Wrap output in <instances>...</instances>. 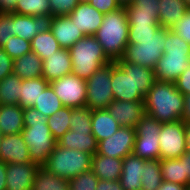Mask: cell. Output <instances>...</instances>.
I'll use <instances>...</instances> for the list:
<instances>
[{
    "label": "cell",
    "instance_id": "8992f818",
    "mask_svg": "<svg viewBox=\"0 0 190 190\" xmlns=\"http://www.w3.org/2000/svg\"><path fill=\"white\" fill-rule=\"evenodd\" d=\"M91 164V154L56 145L47 161L41 167L53 175L69 180L91 170Z\"/></svg>",
    "mask_w": 190,
    "mask_h": 190
},
{
    "label": "cell",
    "instance_id": "7dc6e473",
    "mask_svg": "<svg viewBox=\"0 0 190 190\" xmlns=\"http://www.w3.org/2000/svg\"><path fill=\"white\" fill-rule=\"evenodd\" d=\"M13 73V59L0 47V81Z\"/></svg>",
    "mask_w": 190,
    "mask_h": 190
},
{
    "label": "cell",
    "instance_id": "5b68a950",
    "mask_svg": "<svg viewBox=\"0 0 190 190\" xmlns=\"http://www.w3.org/2000/svg\"><path fill=\"white\" fill-rule=\"evenodd\" d=\"M72 60L71 74L88 80L93 73L112 61L94 35H86L68 49Z\"/></svg>",
    "mask_w": 190,
    "mask_h": 190
},
{
    "label": "cell",
    "instance_id": "ee69618b",
    "mask_svg": "<svg viewBox=\"0 0 190 190\" xmlns=\"http://www.w3.org/2000/svg\"><path fill=\"white\" fill-rule=\"evenodd\" d=\"M52 8L53 16L69 15L76 5L78 0H49Z\"/></svg>",
    "mask_w": 190,
    "mask_h": 190
},
{
    "label": "cell",
    "instance_id": "c3c4849f",
    "mask_svg": "<svg viewBox=\"0 0 190 190\" xmlns=\"http://www.w3.org/2000/svg\"><path fill=\"white\" fill-rule=\"evenodd\" d=\"M176 88L185 96L190 94V65L182 72L179 78L174 82Z\"/></svg>",
    "mask_w": 190,
    "mask_h": 190
},
{
    "label": "cell",
    "instance_id": "db71d44e",
    "mask_svg": "<svg viewBox=\"0 0 190 190\" xmlns=\"http://www.w3.org/2000/svg\"><path fill=\"white\" fill-rule=\"evenodd\" d=\"M181 120L190 123V94L184 96V113Z\"/></svg>",
    "mask_w": 190,
    "mask_h": 190
},
{
    "label": "cell",
    "instance_id": "3957f363",
    "mask_svg": "<svg viewBox=\"0 0 190 190\" xmlns=\"http://www.w3.org/2000/svg\"><path fill=\"white\" fill-rule=\"evenodd\" d=\"M129 23L125 7L104 14L102 24L94 34L107 57L115 62L123 57L128 44Z\"/></svg>",
    "mask_w": 190,
    "mask_h": 190
},
{
    "label": "cell",
    "instance_id": "7402d4cb",
    "mask_svg": "<svg viewBox=\"0 0 190 190\" xmlns=\"http://www.w3.org/2000/svg\"><path fill=\"white\" fill-rule=\"evenodd\" d=\"M57 145L67 149H76L86 152L92 156L98 150V142L92 131H67L59 140Z\"/></svg>",
    "mask_w": 190,
    "mask_h": 190
},
{
    "label": "cell",
    "instance_id": "7a4b0ae2",
    "mask_svg": "<svg viewBox=\"0 0 190 190\" xmlns=\"http://www.w3.org/2000/svg\"><path fill=\"white\" fill-rule=\"evenodd\" d=\"M146 114L161 123L182 119L184 113V95L175 83L156 80L144 97Z\"/></svg>",
    "mask_w": 190,
    "mask_h": 190
},
{
    "label": "cell",
    "instance_id": "277c9868",
    "mask_svg": "<svg viewBox=\"0 0 190 190\" xmlns=\"http://www.w3.org/2000/svg\"><path fill=\"white\" fill-rule=\"evenodd\" d=\"M190 65V44L171 29H167L163 56L158 60L155 79L175 82Z\"/></svg>",
    "mask_w": 190,
    "mask_h": 190
},
{
    "label": "cell",
    "instance_id": "d6a6232c",
    "mask_svg": "<svg viewBox=\"0 0 190 190\" xmlns=\"http://www.w3.org/2000/svg\"><path fill=\"white\" fill-rule=\"evenodd\" d=\"M141 181V190H158L164 181L159 160L145 159L143 172L141 173Z\"/></svg>",
    "mask_w": 190,
    "mask_h": 190
},
{
    "label": "cell",
    "instance_id": "cb8c5ba5",
    "mask_svg": "<svg viewBox=\"0 0 190 190\" xmlns=\"http://www.w3.org/2000/svg\"><path fill=\"white\" fill-rule=\"evenodd\" d=\"M123 159L98 154L92 156L91 170L101 180H119Z\"/></svg>",
    "mask_w": 190,
    "mask_h": 190
},
{
    "label": "cell",
    "instance_id": "484cf974",
    "mask_svg": "<svg viewBox=\"0 0 190 190\" xmlns=\"http://www.w3.org/2000/svg\"><path fill=\"white\" fill-rule=\"evenodd\" d=\"M43 60L35 53L29 52L13 60V73L22 80L42 76Z\"/></svg>",
    "mask_w": 190,
    "mask_h": 190
},
{
    "label": "cell",
    "instance_id": "4316f807",
    "mask_svg": "<svg viewBox=\"0 0 190 190\" xmlns=\"http://www.w3.org/2000/svg\"><path fill=\"white\" fill-rule=\"evenodd\" d=\"M159 24L171 29L185 15L189 9L184 0H159Z\"/></svg>",
    "mask_w": 190,
    "mask_h": 190
},
{
    "label": "cell",
    "instance_id": "4fadbf2b",
    "mask_svg": "<svg viewBox=\"0 0 190 190\" xmlns=\"http://www.w3.org/2000/svg\"><path fill=\"white\" fill-rule=\"evenodd\" d=\"M135 128L120 127L111 137L98 142L97 153L108 157L124 159L131 154L135 144Z\"/></svg>",
    "mask_w": 190,
    "mask_h": 190
},
{
    "label": "cell",
    "instance_id": "f6af8a7d",
    "mask_svg": "<svg viewBox=\"0 0 190 190\" xmlns=\"http://www.w3.org/2000/svg\"><path fill=\"white\" fill-rule=\"evenodd\" d=\"M171 30L190 44V8Z\"/></svg>",
    "mask_w": 190,
    "mask_h": 190
},
{
    "label": "cell",
    "instance_id": "f907efd6",
    "mask_svg": "<svg viewBox=\"0 0 190 190\" xmlns=\"http://www.w3.org/2000/svg\"><path fill=\"white\" fill-rule=\"evenodd\" d=\"M159 0H133L131 4L127 6H140L141 8L155 9L159 14Z\"/></svg>",
    "mask_w": 190,
    "mask_h": 190
},
{
    "label": "cell",
    "instance_id": "1f68e13d",
    "mask_svg": "<svg viewBox=\"0 0 190 190\" xmlns=\"http://www.w3.org/2000/svg\"><path fill=\"white\" fill-rule=\"evenodd\" d=\"M60 49L61 47L51 30L38 33L31 40L32 52H35L42 60L48 58L50 55Z\"/></svg>",
    "mask_w": 190,
    "mask_h": 190
},
{
    "label": "cell",
    "instance_id": "ac0fdd59",
    "mask_svg": "<svg viewBox=\"0 0 190 190\" xmlns=\"http://www.w3.org/2000/svg\"><path fill=\"white\" fill-rule=\"evenodd\" d=\"M78 29L86 35H94L100 28L104 14L89 3H78L67 15Z\"/></svg>",
    "mask_w": 190,
    "mask_h": 190
},
{
    "label": "cell",
    "instance_id": "52a82bcc",
    "mask_svg": "<svg viewBox=\"0 0 190 190\" xmlns=\"http://www.w3.org/2000/svg\"><path fill=\"white\" fill-rule=\"evenodd\" d=\"M166 38L167 29L160 27L151 38L136 39L133 43H128L121 59L154 70L163 56Z\"/></svg>",
    "mask_w": 190,
    "mask_h": 190
},
{
    "label": "cell",
    "instance_id": "f546056e",
    "mask_svg": "<svg viewBox=\"0 0 190 190\" xmlns=\"http://www.w3.org/2000/svg\"><path fill=\"white\" fill-rule=\"evenodd\" d=\"M31 190H69V183L68 179L53 175L43 167H39Z\"/></svg>",
    "mask_w": 190,
    "mask_h": 190
},
{
    "label": "cell",
    "instance_id": "ba28073f",
    "mask_svg": "<svg viewBox=\"0 0 190 190\" xmlns=\"http://www.w3.org/2000/svg\"><path fill=\"white\" fill-rule=\"evenodd\" d=\"M162 123L145 114L135 127L133 154L143 159H160L159 133Z\"/></svg>",
    "mask_w": 190,
    "mask_h": 190
},
{
    "label": "cell",
    "instance_id": "ffe728a7",
    "mask_svg": "<svg viewBox=\"0 0 190 190\" xmlns=\"http://www.w3.org/2000/svg\"><path fill=\"white\" fill-rule=\"evenodd\" d=\"M72 60L68 49L61 48L43 60L42 77L49 83L71 74Z\"/></svg>",
    "mask_w": 190,
    "mask_h": 190
},
{
    "label": "cell",
    "instance_id": "74e56055",
    "mask_svg": "<svg viewBox=\"0 0 190 190\" xmlns=\"http://www.w3.org/2000/svg\"><path fill=\"white\" fill-rule=\"evenodd\" d=\"M133 81L135 87L145 97L156 81L154 70L140 64H133Z\"/></svg>",
    "mask_w": 190,
    "mask_h": 190
},
{
    "label": "cell",
    "instance_id": "91938a15",
    "mask_svg": "<svg viewBox=\"0 0 190 190\" xmlns=\"http://www.w3.org/2000/svg\"><path fill=\"white\" fill-rule=\"evenodd\" d=\"M79 3H89L90 0H78Z\"/></svg>",
    "mask_w": 190,
    "mask_h": 190
},
{
    "label": "cell",
    "instance_id": "83f0119b",
    "mask_svg": "<svg viewBox=\"0 0 190 190\" xmlns=\"http://www.w3.org/2000/svg\"><path fill=\"white\" fill-rule=\"evenodd\" d=\"M159 162L164 181L190 185V180L185 174V153L178 158L159 159Z\"/></svg>",
    "mask_w": 190,
    "mask_h": 190
},
{
    "label": "cell",
    "instance_id": "8d00e7d4",
    "mask_svg": "<svg viewBox=\"0 0 190 190\" xmlns=\"http://www.w3.org/2000/svg\"><path fill=\"white\" fill-rule=\"evenodd\" d=\"M13 13L27 16L52 15L49 0H18Z\"/></svg>",
    "mask_w": 190,
    "mask_h": 190
},
{
    "label": "cell",
    "instance_id": "d4e9b609",
    "mask_svg": "<svg viewBox=\"0 0 190 190\" xmlns=\"http://www.w3.org/2000/svg\"><path fill=\"white\" fill-rule=\"evenodd\" d=\"M120 127L108 109L92 110L91 130L97 142L111 137Z\"/></svg>",
    "mask_w": 190,
    "mask_h": 190
},
{
    "label": "cell",
    "instance_id": "9a60e30c",
    "mask_svg": "<svg viewBox=\"0 0 190 190\" xmlns=\"http://www.w3.org/2000/svg\"><path fill=\"white\" fill-rule=\"evenodd\" d=\"M107 109L121 127L135 128L141 118L146 114L144 101L129 102L113 100Z\"/></svg>",
    "mask_w": 190,
    "mask_h": 190
},
{
    "label": "cell",
    "instance_id": "6f0895ef",
    "mask_svg": "<svg viewBox=\"0 0 190 190\" xmlns=\"http://www.w3.org/2000/svg\"><path fill=\"white\" fill-rule=\"evenodd\" d=\"M186 147L190 152V123H186Z\"/></svg>",
    "mask_w": 190,
    "mask_h": 190
},
{
    "label": "cell",
    "instance_id": "6da1fadb",
    "mask_svg": "<svg viewBox=\"0 0 190 190\" xmlns=\"http://www.w3.org/2000/svg\"><path fill=\"white\" fill-rule=\"evenodd\" d=\"M23 116L21 135L28 146L31 161L41 167L56 147L57 140L49 130L47 116L33 107L23 108Z\"/></svg>",
    "mask_w": 190,
    "mask_h": 190
},
{
    "label": "cell",
    "instance_id": "816d5d0a",
    "mask_svg": "<svg viewBox=\"0 0 190 190\" xmlns=\"http://www.w3.org/2000/svg\"><path fill=\"white\" fill-rule=\"evenodd\" d=\"M18 0H0V13H13Z\"/></svg>",
    "mask_w": 190,
    "mask_h": 190
},
{
    "label": "cell",
    "instance_id": "bcb514c9",
    "mask_svg": "<svg viewBox=\"0 0 190 190\" xmlns=\"http://www.w3.org/2000/svg\"><path fill=\"white\" fill-rule=\"evenodd\" d=\"M89 4L102 14H107L121 7L117 0H90Z\"/></svg>",
    "mask_w": 190,
    "mask_h": 190
},
{
    "label": "cell",
    "instance_id": "7bdbcfd3",
    "mask_svg": "<svg viewBox=\"0 0 190 190\" xmlns=\"http://www.w3.org/2000/svg\"><path fill=\"white\" fill-rule=\"evenodd\" d=\"M12 36H15V32H13V13H0V47L6 44Z\"/></svg>",
    "mask_w": 190,
    "mask_h": 190
},
{
    "label": "cell",
    "instance_id": "681fc988",
    "mask_svg": "<svg viewBox=\"0 0 190 190\" xmlns=\"http://www.w3.org/2000/svg\"><path fill=\"white\" fill-rule=\"evenodd\" d=\"M96 190H124L119 180H98Z\"/></svg>",
    "mask_w": 190,
    "mask_h": 190
},
{
    "label": "cell",
    "instance_id": "44dd1931",
    "mask_svg": "<svg viewBox=\"0 0 190 190\" xmlns=\"http://www.w3.org/2000/svg\"><path fill=\"white\" fill-rule=\"evenodd\" d=\"M145 159L140 158L133 153L123 159L122 174L119 181L124 190H141V173Z\"/></svg>",
    "mask_w": 190,
    "mask_h": 190
},
{
    "label": "cell",
    "instance_id": "4dcf8cb0",
    "mask_svg": "<svg viewBox=\"0 0 190 190\" xmlns=\"http://www.w3.org/2000/svg\"><path fill=\"white\" fill-rule=\"evenodd\" d=\"M21 83L14 73L0 81V105H19Z\"/></svg>",
    "mask_w": 190,
    "mask_h": 190
},
{
    "label": "cell",
    "instance_id": "f5cc1de1",
    "mask_svg": "<svg viewBox=\"0 0 190 190\" xmlns=\"http://www.w3.org/2000/svg\"><path fill=\"white\" fill-rule=\"evenodd\" d=\"M187 186L179 183L163 181L158 190H186Z\"/></svg>",
    "mask_w": 190,
    "mask_h": 190
},
{
    "label": "cell",
    "instance_id": "e0dca14e",
    "mask_svg": "<svg viewBox=\"0 0 190 190\" xmlns=\"http://www.w3.org/2000/svg\"><path fill=\"white\" fill-rule=\"evenodd\" d=\"M39 165L31 163H7L5 190H31Z\"/></svg>",
    "mask_w": 190,
    "mask_h": 190
},
{
    "label": "cell",
    "instance_id": "f35d334b",
    "mask_svg": "<svg viewBox=\"0 0 190 190\" xmlns=\"http://www.w3.org/2000/svg\"><path fill=\"white\" fill-rule=\"evenodd\" d=\"M92 109L89 107L71 108L70 130L92 131L91 130Z\"/></svg>",
    "mask_w": 190,
    "mask_h": 190
},
{
    "label": "cell",
    "instance_id": "836d02e7",
    "mask_svg": "<svg viewBox=\"0 0 190 190\" xmlns=\"http://www.w3.org/2000/svg\"><path fill=\"white\" fill-rule=\"evenodd\" d=\"M64 105L49 84L35 101L33 108L47 117L54 115Z\"/></svg>",
    "mask_w": 190,
    "mask_h": 190
},
{
    "label": "cell",
    "instance_id": "603a6c76",
    "mask_svg": "<svg viewBox=\"0 0 190 190\" xmlns=\"http://www.w3.org/2000/svg\"><path fill=\"white\" fill-rule=\"evenodd\" d=\"M24 129L23 108L20 105H0V134H21Z\"/></svg>",
    "mask_w": 190,
    "mask_h": 190
},
{
    "label": "cell",
    "instance_id": "30bf717a",
    "mask_svg": "<svg viewBox=\"0 0 190 190\" xmlns=\"http://www.w3.org/2000/svg\"><path fill=\"white\" fill-rule=\"evenodd\" d=\"M111 87L114 100L144 101V96L135 87L133 81V64L122 59L111 62Z\"/></svg>",
    "mask_w": 190,
    "mask_h": 190
},
{
    "label": "cell",
    "instance_id": "d6986e66",
    "mask_svg": "<svg viewBox=\"0 0 190 190\" xmlns=\"http://www.w3.org/2000/svg\"><path fill=\"white\" fill-rule=\"evenodd\" d=\"M51 32L63 49L71 48L85 36L67 15L53 16Z\"/></svg>",
    "mask_w": 190,
    "mask_h": 190
},
{
    "label": "cell",
    "instance_id": "ab89813d",
    "mask_svg": "<svg viewBox=\"0 0 190 190\" xmlns=\"http://www.w3.org/2000/svg\"><path fill=\"white\" fill-rule=\"evenodd\" d=\"M4 51L13 59H17L26 53L31 52V42L18 36H12L2 46Z\"/></svg>",
    "mask_w": 190,
    "mask_h": 190
},
{
    "label": "cell",
    "instance_id": "e575fe53",
    "mask_svg": "<svg viewBox=\"0 0 190 190\" xmlns=\"http://www.w3.org/2000/svg\"><path fill=\"white\" fill-rule=\"evenodd\" d=\"M129 25H160L159 14L155 9L140 6H125Z\"/></svg>",
    "mask_w": 190,
    "mask_h": 190
},
{
    "label": "cell",
    "instance_id": "2e32d148",
    "mask_svg": "<svg viewBox=\"0 0 190 190\" xmlns=\"http://www.w3.org/2000/svg\"><path fill=\"white\" fill-rule=\"evenodd\" d=\"M0 161L3 163H31L30 152L21 134L1 136Z\"/></svg>",
    "mask_w": 190,
    "mask_h": 190
},
{
    "label": "cell",
    "instance_id": "f1b7e54d",
    "mask_svg": "<svg viewBox=\"0 0 190 190\" xmlns=\"http://www.w3.org/2000/svg\"><path fill=\"white\" fill-rule=\"evenodd\" d=\"M50 83L42 76L38 78L22 80L20 87L19 105L22 108L33 107L41 93Z\"/></svg>",
    "mask_w": 190,
    "mask_h": 190
},
{
    "label": "cell",
    "instance_id": "680465c9",
    "mask_svg": "<svg viewBox=\"0 0 190 190\" xmlns=\"http://www.w3.org/2000/svg\"><path fill=\"white\" fill-rule=\"evenodd\" d=\"M121 7H125L132 3L133 0H117Z\"/></svg>",
    "mask_w": 190,
    "mask_h": 190
},
{
    "label": "cell",
    "instance_id": "b9f144b4",
    "mask_svg": "<svg viewBox=\"0 0 190 190\" xmlns=\"http://www.w3.org/2000/svg\"><path fill=\"white\" fill-rule=\"evenodd\" d=\"M161 26L160 25H129L128 43H133L136 39L151 38Z\"/></svg>",
    "mask_w": 190,
    "mask_h": 190
},
{
    "label": "cell",
    "instance_id": "7c38bea8",
    "mask_svg": "<svg viewBox=\"0 0 190 190\" xmlns=\"http://www.w3.org/2000/svg\"><path fill=\"white\" fill-rule=\"evenodd\" d=\"M64 107L80 108L86 104V80L69 74L50 82Z\"/></svg>",
    "mask_w": 190,
    "mask_h": 190
},
{
    "label": "cell",
    "instance_id": "5bb4252c",
    "mask_svg": "<svg viewBox=\"0 0 190 190\" xmlns=\"http://www.w3.org/2000/svg\"><path fill=\"white\" fill-rule=\"evenodd\" d=\"M53 15L27 16L13 13L15 36L30 41L38 34L51 30Z\"/></svg>",
    "mask_w": 190,
    "mask_h": 190
},
{
    "label": "cell",
    "instance_id": "60d3db41",
    "mask_svg": "<svg viewBox=\"0 0 190 190\" xmlns=\"http://www.w3.org/2000/svg\"><path fill=\"white\" fill-rule=\"evenodd\" d=\"M98 180L93 171L88 170L68 180L69 190H96Z\"/></svg>",
    "mask_w": 190,
    "mask_h": 190
},
{
    "label": "cell",
    "instance_id": "d590c367",
    "mask_svg": "<svg viewBox=\"0 0 190 190\" xmlns=\"http://www.w3.org/2000/svg\"><path fill=\"white\" fill-rule=\"evenodd\" d=\"M71 108L63 107L54 115L48 117L47 125L56 140H59L67 131L70 130Z\"/></svg>",
    "mask_w": 190,
    "mask_h": 190
},
{
    "label": "cell",
    "instance_id": "94428289",
    "mask_svg": "<svg viewBox=\"0 0 190 190\" xmlns=\"http://www.w3.org/2000/svg\"><path fill=\"white\" fill-rule=\"evenodd\" d=\"M184 2L187 4V6L190 8V0H184Z\"/></svg>",
    "mask_w": 190,
    "mask_h": 190
},
{
    "label": "cell",
    "instance_id": "9c48e42d",
    "mask_svg": "<svg viewBox=\"0 0 190 190\" xmlns=\"http://www.w3.org/2000/svg\"><path fill=\"white\" fill-rule=\"evenodd\" d=\"M114 100L111 87V63L97 69L86 80V107L92 110L107 109Z\"/></svg>",
    "mask_w": 190,
    "mask_h": 190
},
{
    "label": "cell",
    "instance_id": "8fae6325",
    "mask_svg": "<svg viewBox=\"0 0 190 190\" xmlns=\"http://www.w3.org/2000/svg\"><path fill=\"white\" fill-rule=\"evenodd\" d=\"M159 147L160 159L178 158L186 153V123L183 120L162 123Z\"/></svg>",
    "mask_w": 190,
    "mask_h": 190
},
{
    "label": "cell",
    "instance_id": "11a10c76",
    "mask_svg": "<svg viewBox=\"0 0 190 190\" xmlns=\"http://www.w3.org/2000/svg\"><path fill=\"white\" fill-rule=\"evenodd\" d=\"M6 166L7 163L0 161V190H5L6 188Z\"/></svg>",
    "mask_w": 190,
    "mask_h": 190
},
{
    "label": "cell",
    "instance_id": "9f6ffc18",
    "mask_svg": "<svg viewBox=\"0 0 190 190\" xmlns=\"http://www.w3.org/2000/svg\"><path fill=\"white\" fill-rule=\"evenodd\" d=\"M185 174H187L190 180V152L186 151L185 153Z\"/></svg>",
    "mask_w": 190,
    "mask_h": 190
}]
</instances>
